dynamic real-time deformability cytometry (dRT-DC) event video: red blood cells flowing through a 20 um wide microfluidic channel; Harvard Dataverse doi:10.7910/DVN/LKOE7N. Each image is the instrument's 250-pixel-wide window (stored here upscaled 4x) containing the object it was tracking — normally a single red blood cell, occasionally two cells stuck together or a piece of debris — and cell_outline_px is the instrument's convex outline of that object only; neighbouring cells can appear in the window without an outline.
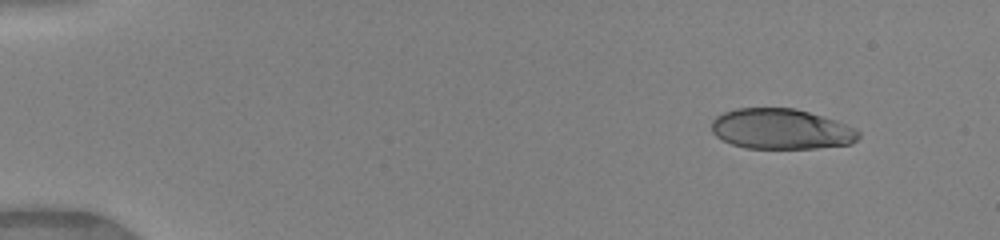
{"species": "human", "species_latin": "Homo sapiens", "temperature_condition": "warm", "stored_images_in_passage": 45, "camera_frame_rate_fps": 3000, "um_per_image_px": 0.085, "donor": {"sex": "female"}, "frame": {"image": 1, "passage_image": 1, "time_ms": 0.0, "image_size_px": [1000, 240], "cell_outline_px": [[860, 136], [852, 144], [816, 148], [744, 148], [732, 144], [716, 136], [712, 132], [712, 120], [716, 116], [724, 112], [736, 108], [796, 108], [856, 128], [860, 132]], "centroid_in_image_um": [66.38, 10.97], "position_along_channel_um": 18.6, "area_um2": 34.51}}
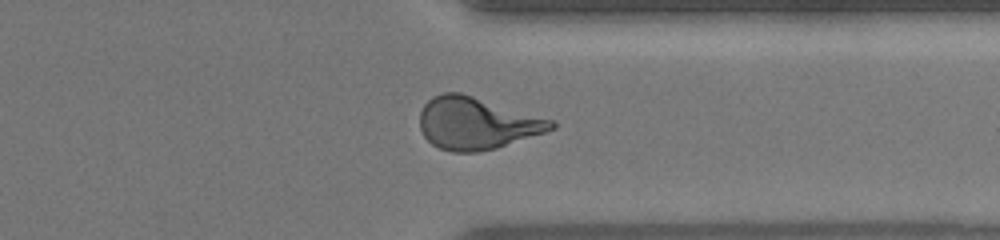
{"frame": {"image": 2, "passage_image": 35, "time_ms": 11.333, "image_size_px": [1000, 240], "cell_outline_px": [[556, 128], [496, 148], [476, 152], [452, 152], [440, 148], [432, 144], [424, 136], [420, 128], [420, 112], [424, 104], [432, 96], [444, 92], [460, 92], [556, 120]], "centroid_in_image_um": [40.52, 10.46], "position_along_channel_um": 370.9, "area_um2": 40.0}}
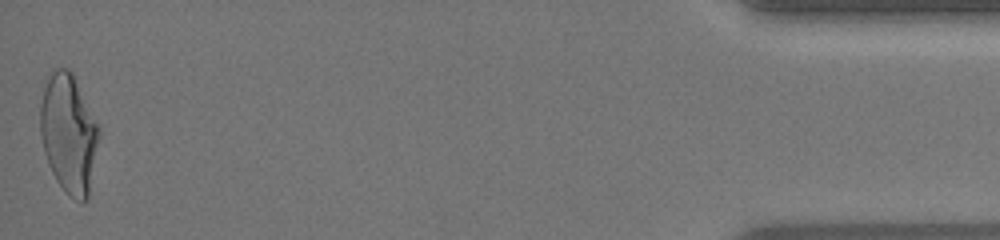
{"frame": {"image": 3, "passage_image": 45, "time_ms": 14.667, "image_size_px": [1000, 240], "cell_outline_px": [[100, 136], [88, 196], [84, 200], [80, 200], [68, 196], [56, 180], [48, 164], [44, 152], [40, 132], [40, 104], [44, 88], [48, 76], [52, 68], [68, 68], [72, 72], [100, 124]], "centroid_in_image_um": [5.85, 11.3], "position_along_channel_um": 429.3, "area_um2": 41.04}, "authors_computed_cell_mechanics": {"area_um2": 38.5526, "velocity_mm_per_s": 4.1533, "shape_relaxation_time_tau1_ms": 6.4707, "shape_relaxation_time_tau2_ms": 0.7378, "deformation_change_tau1": 0.2636, "deformation_change_tau2": 0.1013}}